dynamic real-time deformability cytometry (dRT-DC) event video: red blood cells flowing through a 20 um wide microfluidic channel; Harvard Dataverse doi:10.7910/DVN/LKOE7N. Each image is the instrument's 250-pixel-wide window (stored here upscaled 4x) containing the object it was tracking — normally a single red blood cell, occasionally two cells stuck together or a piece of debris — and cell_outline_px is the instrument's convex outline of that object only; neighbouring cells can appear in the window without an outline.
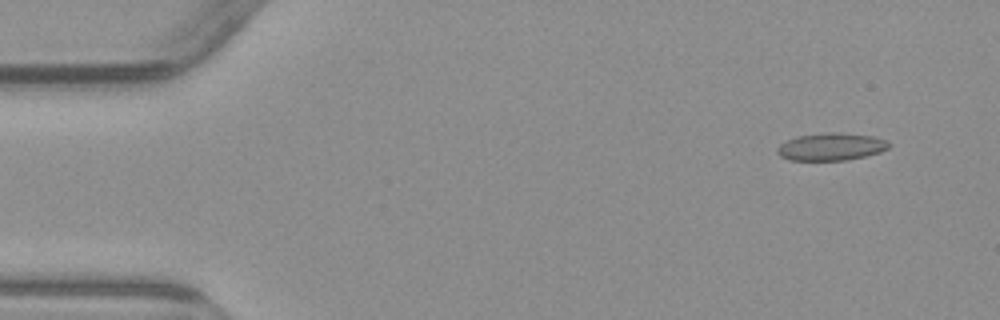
{"species": "common noctule bat (a hibernating species)", "species_latin": "Nyctalus noctula", "temperature_condition": "warm", "stored_images_in_passage": 3, "camera_frame_rate_fps": 3000, "um_per_image_px": 0.085, "animal": {"sex": "male", "body_mass_g": 23.1, "forearm_length_mm": 52.7}, "frame": {"image": 1, "passage_image": 1, "time_ms": 0.0, "image_size_px": [1000, 320], "cell_outline_px": [[892, 144], [888, 148], [880, 152], [864, 156], [844, 160], [788, 160], [780, 156], [776, 152], [776, 148], [780, 144], [796, 136], [828, 132], [840, 132], [876, 136], [888, 140]], "centroid_in_image_um": [70.67, 12.46], "position_along_channel_um": 14.3, "area_um2": 18.09}}